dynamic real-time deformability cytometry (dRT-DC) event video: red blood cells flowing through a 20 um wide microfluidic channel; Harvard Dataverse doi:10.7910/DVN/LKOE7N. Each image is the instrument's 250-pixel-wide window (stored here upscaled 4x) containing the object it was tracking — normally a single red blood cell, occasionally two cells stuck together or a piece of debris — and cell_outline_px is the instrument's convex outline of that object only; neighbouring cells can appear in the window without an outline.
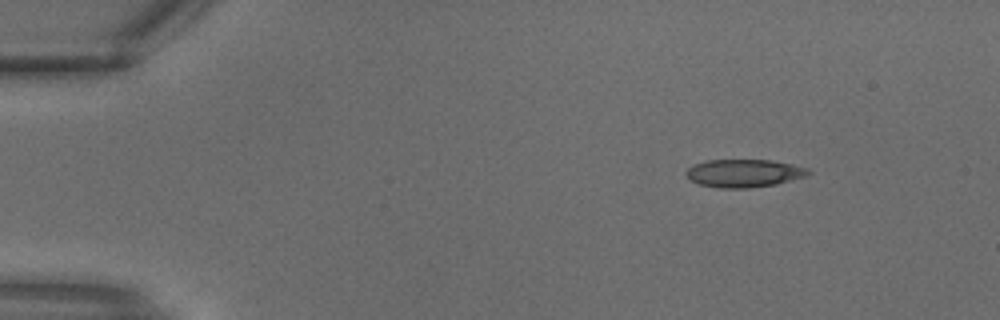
{"species": "common noctule bat (a hibernating species)", "species_latin": "Nyctalus noctula", "temperature_condition": "warm", "stored_images_in_passage": 27, "camera_frame_rate_fps": 3000, "um_per_image_px": 0.085, "animal": {"sex": "male", "body_mass_g": 18.8}, "frame": {"image": 1, "passage_image": 1, "time_ms": 0.0, "image_size_px": [1000, 320], "cell_outline_px": [[812, 172], [804, 176], [776, 184], [748, 188], [716, 188], [700, 184], [688, 180], [684, 172], [692, 164], [708, 160], [772, 160], [792, 164], [808, 168]], "centroid_in_image_um": [63.18, 14.72], "position_along_channel_um": 21.8, "area_um2": 20.0}}
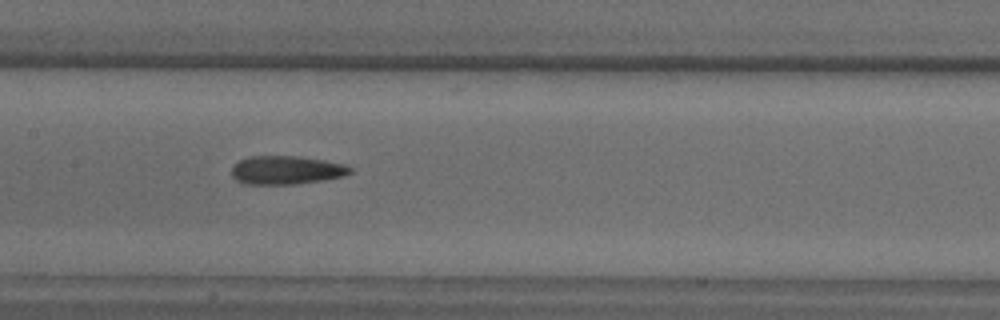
{"frame": {"image": 2, "passage_image": 12, "time_ms": 3.667, "image_size_px": [1000, 320], "cell_outline_px": [[352, 172], [344, 176], [324, 180], [296, 184], [244, 184], [236, 180], [232, 176], [232, 164], [248, 156], [300, 156], [324, 160], [344, 164], [352, 168]], "centroid_in_image_um": [24.33, 14.45], "position_along_channel_um": 183.1, "area_um2": 19.88}}
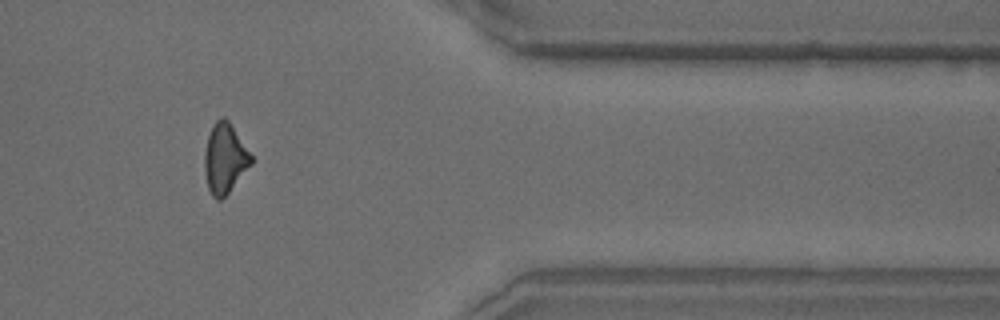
{"frame": {"image": 3, "passage_image": 22, "time_ms": 7.0, "image_size_px": [1000, 320], "cell_outline_px": [[252, 164], [228, 192], [220, 200], [216, 200], [212, 196], [208, 188], [204, 168], [204, 152], [208, 136], [212, 124], [220, 116], [224, 116], [228, 120], [252, 156]], "centroid_in_image_um": [19.09, 13.45], "position_along_channel_um": 392.3, "area_um2": 18.84}}